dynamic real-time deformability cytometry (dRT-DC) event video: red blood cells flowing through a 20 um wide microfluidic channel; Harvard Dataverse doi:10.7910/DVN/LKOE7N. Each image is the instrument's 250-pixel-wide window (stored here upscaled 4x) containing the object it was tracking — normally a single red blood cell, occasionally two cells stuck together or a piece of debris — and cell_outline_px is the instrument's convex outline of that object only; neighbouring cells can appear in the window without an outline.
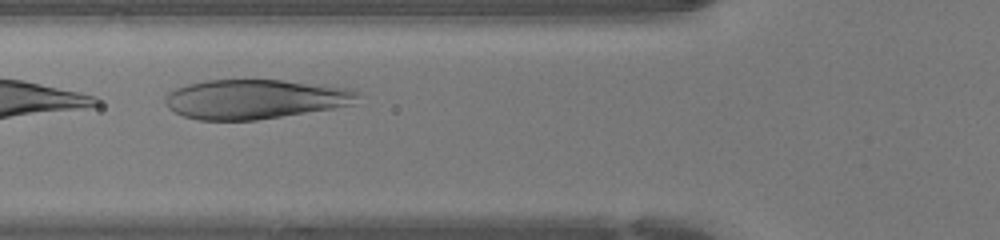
{"species": "human", "species_latin": "Homo sapiens", "temperature_condition": "warm", "stored_images_in_passage": 25, "camera_frame_rate_fps": 3000, "um_per_image_px": 0.085, "donor": {"sex": "female"}, "frame": {"image": 1, "passage_image": 8, "time_ms": 2.333, "image_size_px": [1000, 240], "cell_outline_px": [[360, 96], [356, 104], [332, 108], [256, 120], [200, 120], [184, 116], [168, 108], [164, 100], [164, 96], [168, 92], [176, 88], [188, 84], [208, 80], [284, 80], [352, 88], [360, 92]], "centroid_in_image_um": [21.7, 8.42], "position_along_channel_um": 104.1, "area_um2": 44.39}}
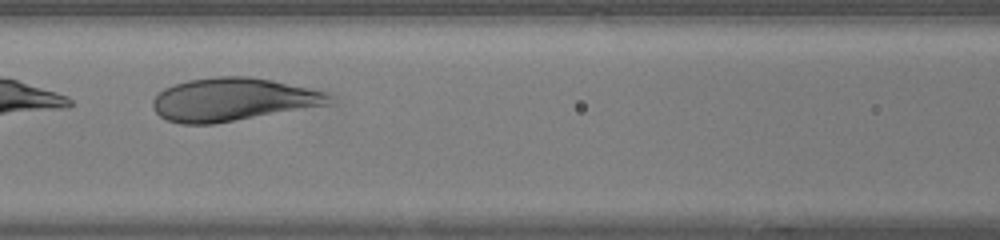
{"frame": {"image": 2, "passage_image": 11, "time_ms": 3.333, "image_size_px": [1000, 240], "cell_outline_px": [[328, 104], [212, 124], [180, 124], [168, 120], [160, 116], [152, 108], [152, 100], [164, 88], [188, 80], [216, 76], [248, 76], [272, 80], [308, 88], [324, 92], [328, 96]], "centroid_in_image_um": [19.69, 8.45], "position_along_channel_um": 146.9, "area_um2": 43.52}}